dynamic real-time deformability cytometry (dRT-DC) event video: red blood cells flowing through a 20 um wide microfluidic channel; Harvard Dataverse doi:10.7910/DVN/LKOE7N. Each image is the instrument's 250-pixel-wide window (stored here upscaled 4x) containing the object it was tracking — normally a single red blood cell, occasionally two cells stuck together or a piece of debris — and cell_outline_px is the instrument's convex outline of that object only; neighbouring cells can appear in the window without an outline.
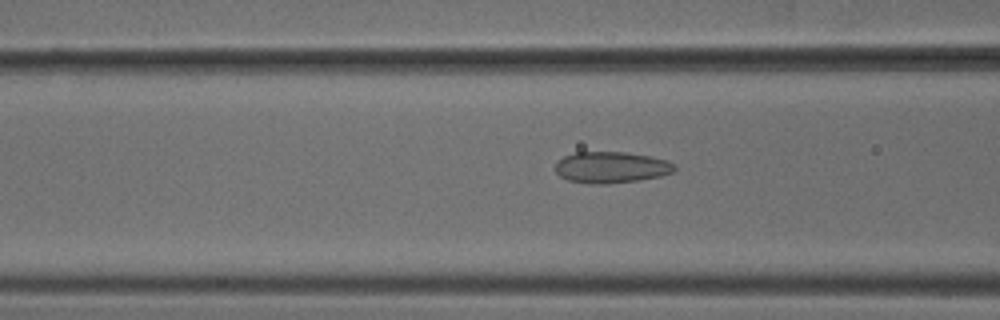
{"species": "common noctule bat (a hibernating species)", "species_latin": "Nyctalus noctula", "temperature_condition": "cold", "stored_images_in_passage": 31, "camera_frame_rate_fps": 3000, "um_per_image_px": 0.085, "animal": {"sex": "male", "body_mass_g": 18.8}, "frame": {"image": 1, "passage_image": 4, "time_ms": 1.0, "image_size_px": [1000, 320], "cell_outline_px": [[676, 168], [672, 172], [660, 176], [640, 180], [608, 184], [588, 184], [568, 180], [560, 176], [556, 172], [556, 160], [564, 156], [576, 152], [624, 152], [652, 156], [668, 160], [676, 164]], "centroid_in_image_um": [51.96, 14.22], "position_along_channel_um": 114.6, "area_um2": 22.02}}
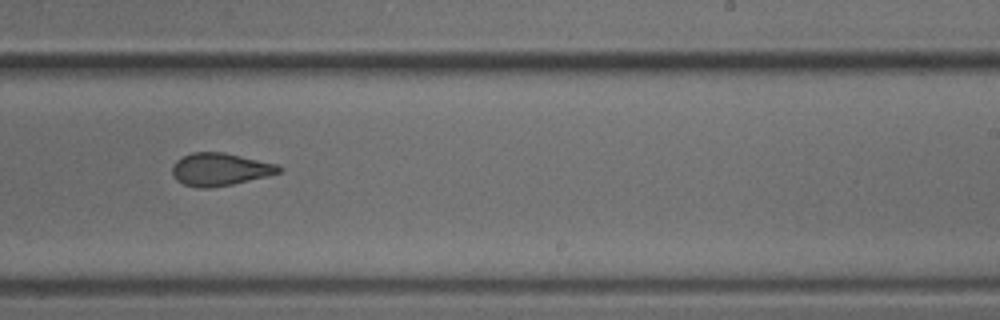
{"frame": {"image": 2, "passage_image": 16, "time_ms": 5.0, "image_size_px": [1000, 320], "cell_outline_px": [[280, 172], [232, 184], [208, 188], [196, 188], [184, 184], [176, 180], [172, 176], [172, 164], [176, 160], [192, 152], [224, 152], [276, 164], [280, 168]], "centroid_in_image_um": [18.61, 14.39], "position_along_channel_um": 270.4, "area_um2": 20.06}}
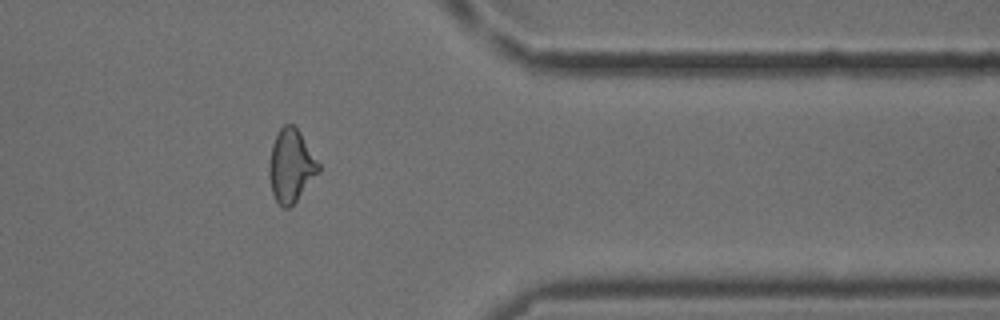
{"frame": {"image": 3, "passage_image": 26, "time_ms": 8.333, "image_size_px": [1000, 320], "cell_outline_px": [[320, 172], [296, 200], [288, 208], [284, 208], [276, 200], [272, 192], [268, 172], [268, 164], [272, 144], [280, 128], [284, 124], [292, 124], [300, 132], [320, 164]], "centroid_in_image_um": [24.73, 14.08], "position_along_channel_um": 386.7, "area_um2": 20.87}}